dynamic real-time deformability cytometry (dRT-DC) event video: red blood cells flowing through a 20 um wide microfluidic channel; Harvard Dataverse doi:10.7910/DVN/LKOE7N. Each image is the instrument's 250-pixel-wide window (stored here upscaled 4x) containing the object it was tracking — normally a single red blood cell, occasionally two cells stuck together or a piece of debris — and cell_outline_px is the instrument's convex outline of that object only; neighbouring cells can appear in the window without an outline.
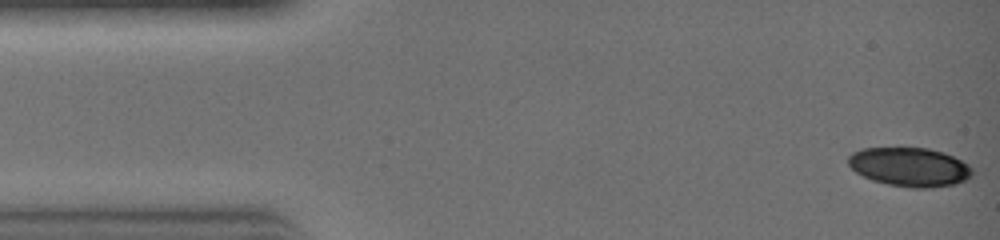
{"species": "common noctule bat (a hibernating species)", "species_latin": "Nyctalus noctula", "temperature_condition": "warm", "stored_images_in_passage": 20, "camera_frame_rate_fps": 3000, "um_per_image_px": 0.085, "animal": {"sex": "female", "body_mass_g": 19.0, "forearm_length_mm": 51.5}, "frame": {"image": 1, "passage_image": 1, "time_ms": 0.0, "image_size_px": [1000, 240], "cell_outline_px": [[972, 176], [956, 184], [928, 188], [912, 188], [888, 184], [872, 180], [856, 172], [848, 164], [848, 156], [852, 152], [864, 148], [928, 148], [944, 152], [968, 164], [972, 168]], "centroid_in_image_um": [77.32, 14.19], "position_along_channel_um": 7.7, "area_um2": 28.09}}
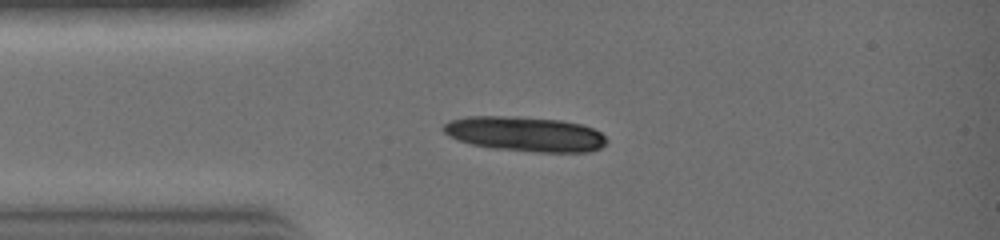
{"frame": {"image": 2, "passage_image": 7, "time_ms": 2.0, "image_size_px": [1000, 240], "cell_outline_px": [[608, 140], [600, 148], [588, 152], [532, 152], [492, 148], [472, 144], [448, 136], [440, 128], [444, 124], [452, 120], [468, 116], [516, 116], [560, 120], [584, 124], [600, 132]], "centroid_in_image_um": [44.64, 11.39], "position_along_channel_um": 40.4, "area_um2": 33.29}}